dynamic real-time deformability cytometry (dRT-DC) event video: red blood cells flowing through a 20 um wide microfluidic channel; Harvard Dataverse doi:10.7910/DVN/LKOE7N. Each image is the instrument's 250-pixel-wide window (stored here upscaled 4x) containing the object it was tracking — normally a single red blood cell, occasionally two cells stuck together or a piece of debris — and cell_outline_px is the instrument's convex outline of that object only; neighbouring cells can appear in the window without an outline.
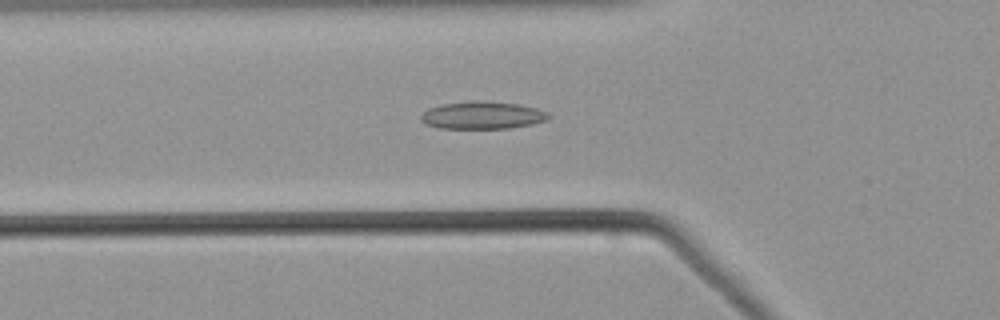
{"species": "common noctule bat (a hibernating species)", "species_latin": "Nyctalus noctula", "temperature_condition": "warm", "stored_images_in_passage": 54, "camera_frame_rate_fps": 3000, "um_per_image_px": 0.085, "animal": {"sex": "male", "body_mass_g": 21.5, "forearm_length_mm": 52.0}, "frame": {"image": 1, "passage_image": 19, "time_ms": 6.0, "image_size_px": [1000, 320], "cell_outline_px": [[552, 116], [548, 120], [532, 124], [508, 128], [440, 128], [424, 124], [420, 120], [420, 116], [428, 108], [440, 104], [476, 100], [480, 100], [520, 104], [536, 108], [548, 112]], "centroid_in_image_um": [41.01, 9.79], "position_along_channel_um": 84.8, "area_um2": 20.69}}
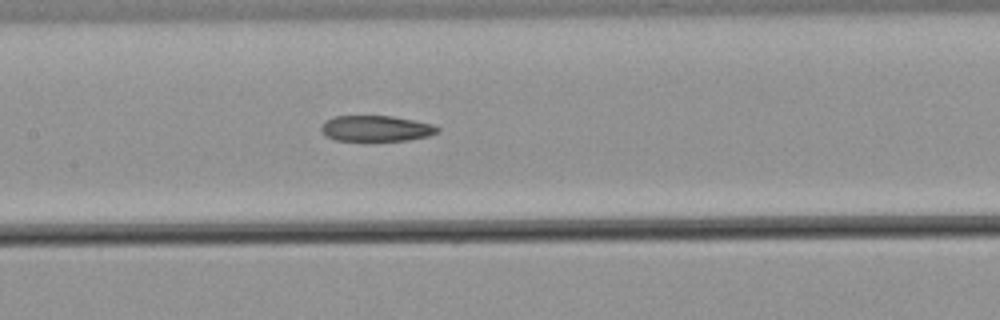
{"frame": {"image": 2, "passage_image": 26, "time_ms": 8.333, "image_size_px": [1000, 320], "cell_outline_px": [[440, 132], [428, 136], [408, 140], [336, 140], [328, 136], [320, 128], [320, 124], [324, 120], [332, 116], [392, 116], [432, 124], [440, 128]], "centroid_in_image_um": [31.96, 10.9], "position_along_channel_um": 175.4, "area_um2": 17.4}}
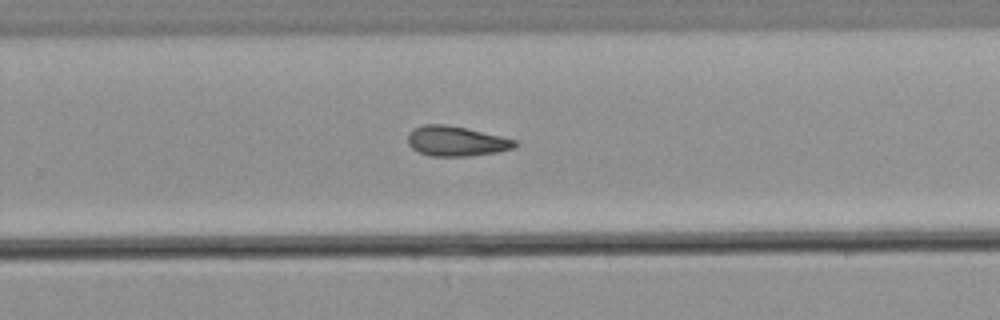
{"frame": {"image": 3, "passage_image": 35, "time_ms": 11.333, "image_size_px": [1000, 320], "cell_outline_px": [[516, 144], [512, 148], [496, 152], [468, 156], [432, 156], [420, 152], [412, 148], [408, 144], [408, 132], [412, 128], [424, 124], [444, 124], [464, 128], [500, 136], [516, 140]], "centroid_in_image_um": [38.71, 11.99], "position_along_channel_um": 291.1, "area_um2": 18.44}}